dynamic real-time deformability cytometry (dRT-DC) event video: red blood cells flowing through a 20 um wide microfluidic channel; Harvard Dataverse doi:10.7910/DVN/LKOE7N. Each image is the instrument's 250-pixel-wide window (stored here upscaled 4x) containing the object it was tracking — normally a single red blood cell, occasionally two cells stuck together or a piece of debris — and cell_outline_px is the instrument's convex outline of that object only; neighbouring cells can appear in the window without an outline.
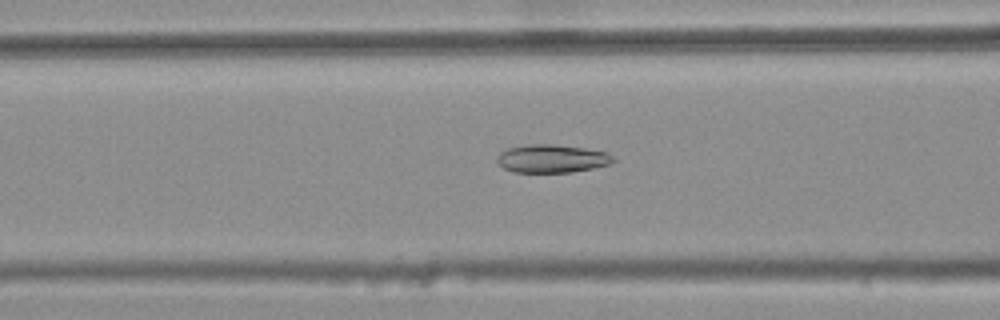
{"species": "common noctule bat (a hibernating species)", "species_latin": "Nyctalus noctula", "temperature_condition": "warm", "stored_images_in_passage": 39, "camera_frame_rate_fps": 3000, "um_per_image_px": 0.085, "animal": {"sex": "female", "body_mass_g": 25.1}, "frame": {"image": 1, "passage_image": 13, "time_ms": 4.0, "image_size_px": [1000, 320], "cell_outline_px": [[616, 160], [608, 164], [592, 168], [572, 172], [512, 172], [496, 164], [496, 156], [500, 152], [508, 148], [528, 144], [556, 144], [584, 148], [608, 152]], "centroid_in_image_um": [46.86, 13.48], "position_along_channel_um": 119.7, "area_um2": 19.19}}
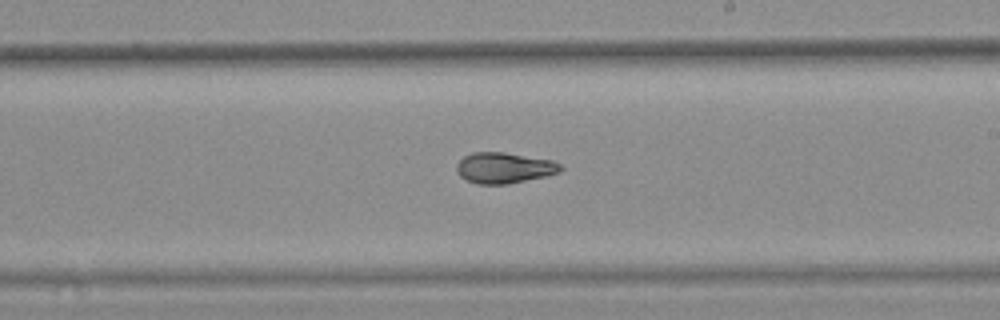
{"frame": {"image": 2, "passage_image": 23, "time_ms": 7.333, "image_size_px": [1000, 320], "cell_outline_px": [[564, 168], [560, 172], [544, 176], [508, 184], [476, 184], [464, 180], [456, 172], [456, 164], [464, 156], [472, 152], [504, 152], [552, 160], [560, 164]], "centroid_in_image_um": [42.82, 14.27], "position_along_channel_um": 246.2, "area_um2": 18.79}}
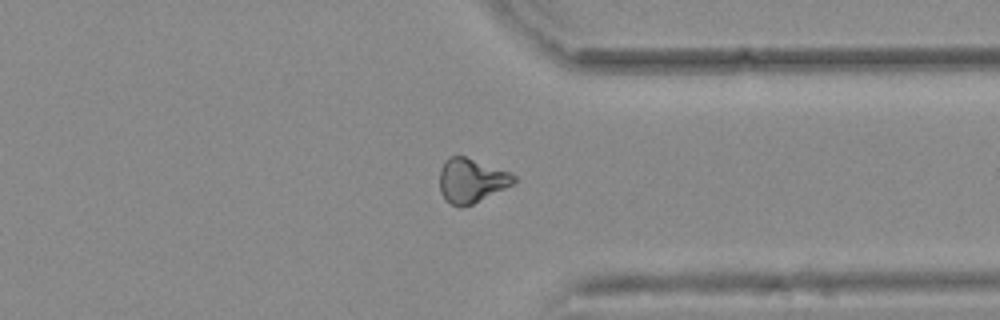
{"frame": {"image": 3, "passage_image": 33, "time_ms": 10.667, "image_size_px": [1000, 320], "cell_outline_px": [[520, 180], [464, 208], [460, 208], [452, 204], [440, 192], [440, 168], [444, 160], [448, 156], [464, 156], [508, 172], [516, 176]], "centroid_in_image_um": [40.04, 15.34], "position_along_channel_um": 371.4, "area_um2": 18.9}, "authors_computed_cell_mechanics": {"area_um2": 18.9584, "velocity_mm_per_s": 3.8037, "shape_relaxation_time_tau1_ms": null, "shape_relaxation_time_tau2_ms": 2.9733, "deformation_change_tau1": null, "deformation_change_tau2": 0.0847}}